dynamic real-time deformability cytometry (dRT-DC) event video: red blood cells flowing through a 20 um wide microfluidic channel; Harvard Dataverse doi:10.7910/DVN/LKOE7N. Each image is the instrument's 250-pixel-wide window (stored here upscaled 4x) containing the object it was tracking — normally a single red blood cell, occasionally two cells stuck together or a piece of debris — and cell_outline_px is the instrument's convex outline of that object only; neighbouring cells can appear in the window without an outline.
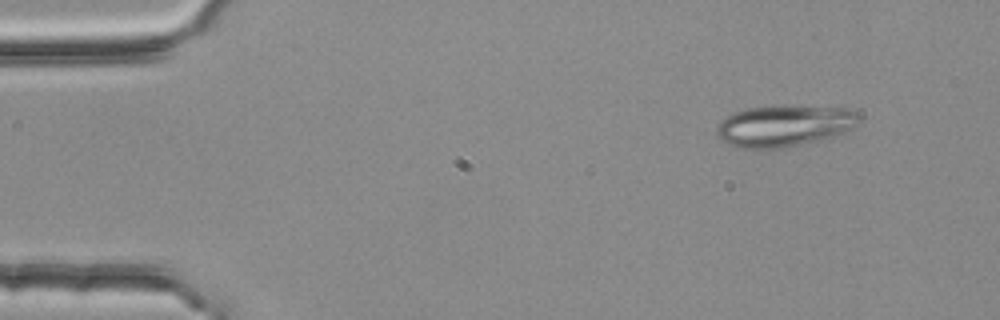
{"species": "common noctule bat (a hibernating species)", "species_latin": "Nyctalus noctula", "temperature_condition": "room temperature", "stored_images_in_passage": 3, "camera_frame_rate_fps": 3000, "um_per_image_px": 0.085, "animal": {"sex": "female", "body_mass_g": 25.1}, "frame": {"image": 1, "passage_image": 1, "time_ms": 0.0, "image_size_px": [1000, 320], "cell_outline_px": [[860, 120], [856, 128], [820, 140], [780, 148], [740, 148], [728, 144], [716, 136], [716, 128], [720, 120], [732, 112], [748, 108], [844, 108], [856, 112], [860, 116]], "centroid_in_image_um": [66.62, 10.73], "position_along_channel_um": 18.4, "area_um2": 33.52}}